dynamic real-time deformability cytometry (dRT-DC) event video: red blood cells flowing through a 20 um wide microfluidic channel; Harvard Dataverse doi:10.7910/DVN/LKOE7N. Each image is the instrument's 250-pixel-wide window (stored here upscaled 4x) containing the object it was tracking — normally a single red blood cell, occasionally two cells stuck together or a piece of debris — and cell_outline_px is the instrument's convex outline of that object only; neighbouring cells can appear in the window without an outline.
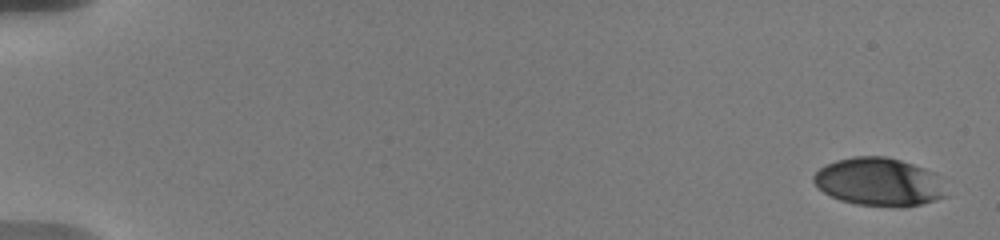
{"species": "human", "species_latin": "Homo sapiens", "temperature_condition": "warm", "stored_images_in_passage": 26, "camera_frame_rate_fps": 3000, "um_per_image_px": 0.085, "donor": {"sex": "male"}, "frame": {"image": 1, "passage_image": 1, "time_ms": 0.0, "image_size_px": [1000, 240], "cell_outline_px": [[948, 196], [936, 200], [904, 208], [896, 208], [856, 204], [840, 200], [824, 192], [812, 180], [812, 176], [820, 168], [836, 160], [852, 156], [884, 156], [900, 160], [924, 168], [932, 172]], "centroid_in_image_um": [74.69, 15.48], "position_along_channel_um": 10.3, "area_um2": 36.99}}
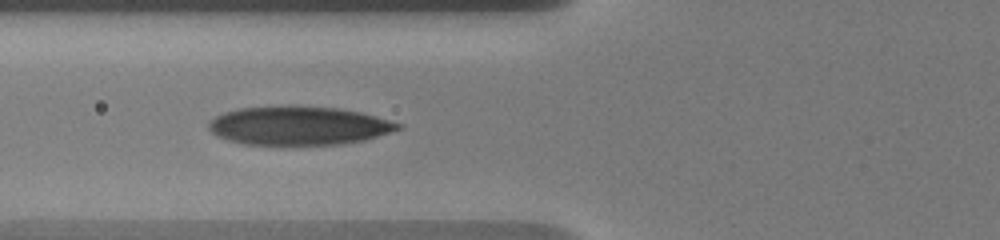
{"frame": {"image": 2, "passage_image": 16, "time_ms": 7.333, "image_size_px": [1000, 240], "cell_outline_px": [[404, 124], [400, 128], [364, 140], [340, 144], [244, 144], [228, 140], [216, 136], [208, 128], [208, 120], [224, 112], [240, 108], [288, 104], [296, 104], [336, 108], [360, 112], [376, 116]], "centroid_in_image_um": [25.34, 10.65], "position_along_channel_um": 100.5, "area_um2": 42.95}}
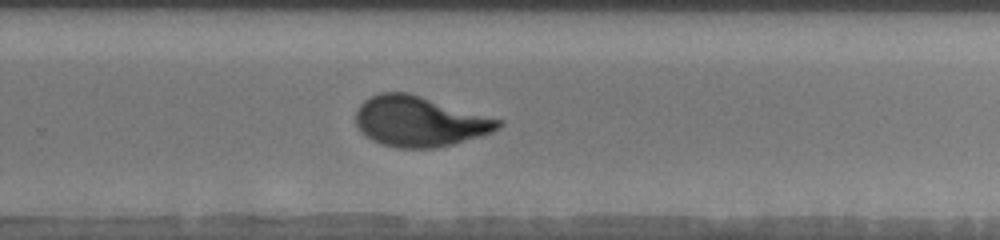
{"frame": {"image": 3, "passage_image": 26, "time_ms": 12.667, "image_size_px": [1000, 240], "cell_outline_px": [[504, 124], [500, 128], [492, 132], [480, 136], [452, 144], [436, 148], [396, 148], [380, 144], [364, 136], [360, 132], [356, 124], [356, 112], [360, 104], [364, 100], [380, 92], [408, 92], [504, 120]], "centroid_in_image_um": [35.66, 10.32], "position_along_channel_um": 294.1, "area_um2": 42.08}}